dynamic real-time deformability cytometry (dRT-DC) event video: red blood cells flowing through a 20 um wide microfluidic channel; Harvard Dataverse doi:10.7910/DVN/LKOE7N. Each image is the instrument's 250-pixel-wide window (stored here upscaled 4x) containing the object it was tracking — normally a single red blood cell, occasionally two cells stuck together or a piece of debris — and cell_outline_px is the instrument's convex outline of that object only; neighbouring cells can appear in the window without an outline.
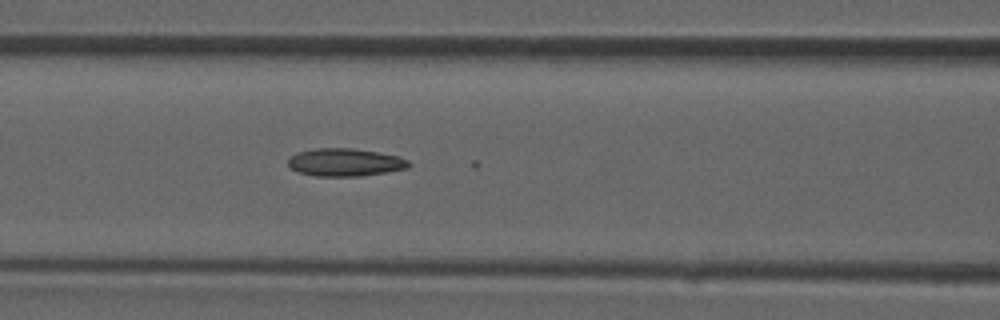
{"species": "common noctule bat (a hibernating species)", "species_latin": "Nyctalus noctula", "temperature_condition": "room temperature", "stored_images_in_passage": 42, "camera_frame_rate_fps": 3000, "um_per_image_px": 0.085, "animal": {"sex": "male", "forearm_length_mm": 52.5}, "frame": {"image": 1, "passage_image": 18, "time_ms": 5.667, "image_size_px": [1000, 320], "cell_outline_px": [[412, 164], [408, 168], [388, 172], [360, 176], [316, 176], [296, 172], [288, 164], [288, 160], [296, 152], [316, 148], [352, 148], [380, 152], [396, 156], [408, 160]], "centroid_in_image_um": [29.34, 13.8], "position_along_channel_um": 137.3, "area_um2": 19.65}}